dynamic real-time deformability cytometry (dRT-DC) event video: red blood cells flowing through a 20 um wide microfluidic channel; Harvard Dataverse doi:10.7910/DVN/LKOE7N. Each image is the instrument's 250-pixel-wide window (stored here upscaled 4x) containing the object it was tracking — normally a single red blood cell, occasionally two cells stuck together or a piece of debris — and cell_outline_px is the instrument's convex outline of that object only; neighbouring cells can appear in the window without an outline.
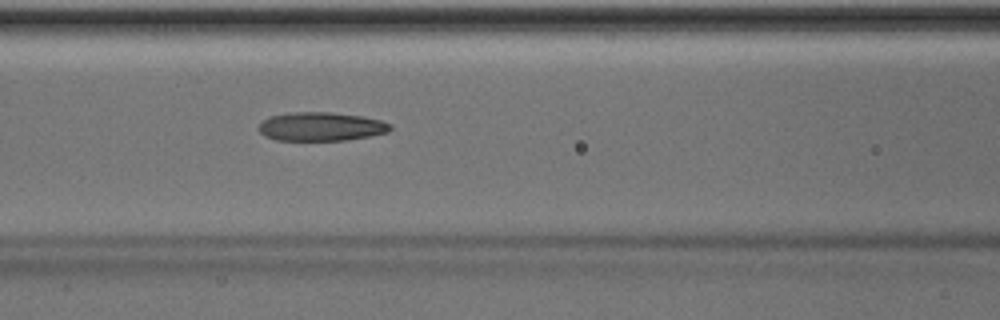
{"species": "Egyptian fruit bat (a non-hibernating species)", "species_latin": "Rousettus aegyptiacus", "temperature_condition": "room temperature", "stored_images_in_passage": 46, "camera_frame_rate_fps": 3000, "um_per_image_px": 0.085, "animal": {"sex": "male"}, "frame": {"image": 1, "passage_image": 21, "time_ms": 6.667, "image_size_px": [1000, 320], "cell_outline_px": [[392, 128], [388, 132], [348, 140], [276, 140], [264, 136], [260, 132], [260, 124], [264, 120], [272, 116], [292, 112], [332, 112], [364, 116], [380, 120], [392, 124]], "centroid_in_image_um": [27.33, 10.75], "position_along_channel_um": 139.3, "area_um2": 21.96}}
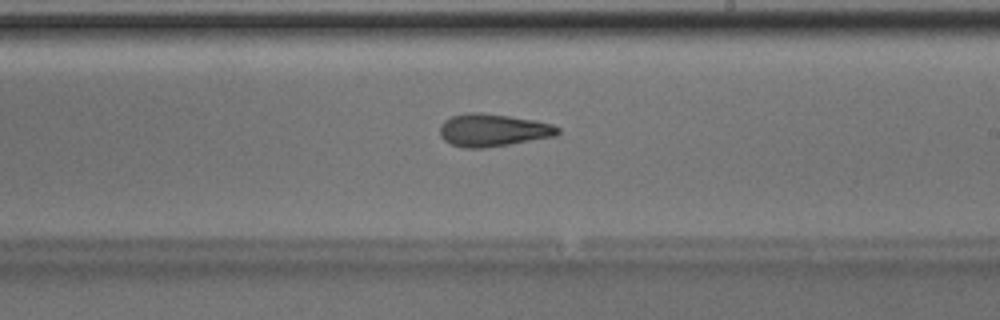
{"frame": {"image": 2, "passage_image": 29, "time_ms": 9.333, "image_size_px": [1000, 320], "cell_outline_px": [[560, 132], [556, 136], [484, 148], [464, 148], [452, 144], [444, 140], [440, 136], [440, 124], [444, 120], [452, 116], [464, 112], [480, 112], [508, 116], [532, 120], [552, 124], [560, 128]], "centroid_in_image_um": [41.87, 11.06], "position_along_channel_um": 247.1, "area_um2": 22.37}}
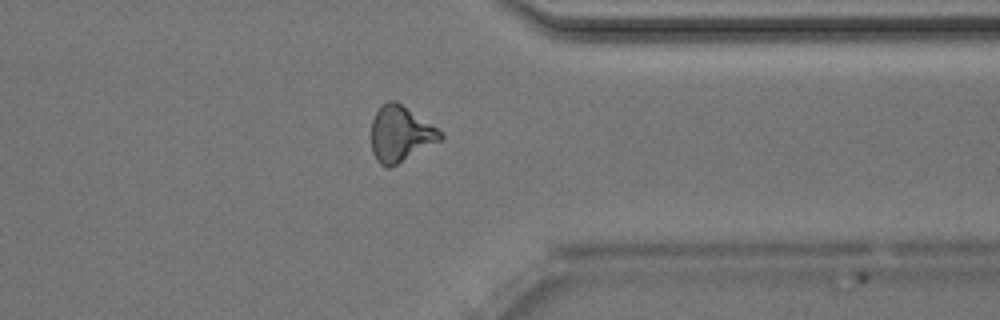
{"frame": {"image": 3, "passage_image": 39, "time_ms": 12.667, "image_size_px": [1000, 320], "cell_outline_px": [[444, 136], [440, 140], [396, 164], [388, 168], [380, 164], [376, 160], [372, 152], [372, 120], [380, 104], [388, 100], [396, 100], [436, 128]], "centroid_in_image_um": [33.98, 11.36], "position_along_channel_um": 377.4, "area_um2": 21.96}, "authors_computed_cell_mechanics": {"area_um2": 22.253, "velocity_mm_per_s": 4.0604, "shape_relaxation_time_tau1_ms": 5.1302, "shape_relaxation_time_tau2_ms": 2.7269, "deformation_change_tau1": 0.1535, "deformation_change_tau2": 0.1206}}